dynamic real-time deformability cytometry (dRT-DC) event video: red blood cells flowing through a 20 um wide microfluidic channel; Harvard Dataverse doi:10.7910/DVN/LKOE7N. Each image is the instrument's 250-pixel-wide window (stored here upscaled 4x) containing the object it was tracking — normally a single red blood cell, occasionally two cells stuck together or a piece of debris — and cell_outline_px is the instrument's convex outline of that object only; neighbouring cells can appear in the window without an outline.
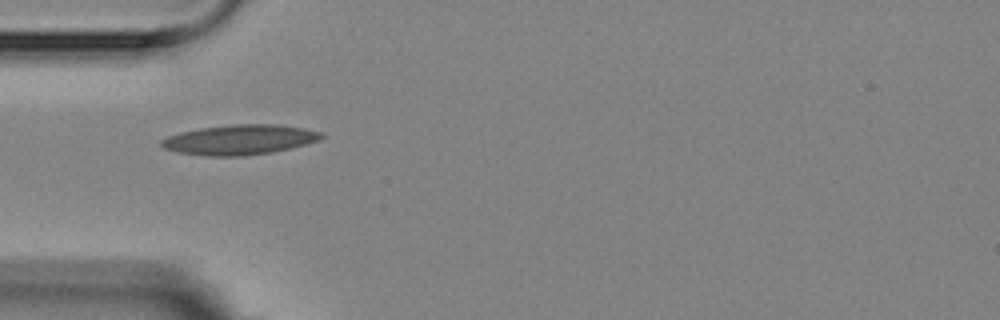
{"species": "Egyptian fruit bat (a non-hibernating species)", "species_latin": "Rousettus aegyptiacus", "temperature_condition": "room temperature", "stored_images_in_passage": 5, "camera_frame_rate_fps": 3000, "um_per_image_px": 0.085, "animal": {"sex": "female"}, "frame": {"image": 1, "passage_image": 5, "time_ms": 4.667, "image_size_px": [1000, 320], "cell_outline_px": [[324, 136], [316, 140], [304, 144], [272, 152], [240, 156], [208, 156], [176, 152], [164, 148], [160, 144], [160, 140], [168, 136], [180, 132], [200, 128], [232, 124], [280, 124], [304, 128], [320, 132]], "centroid_in_image_um": [20.31, 11.87], "position_along_channel_um": 64.7, "area_um2": 27.74}}